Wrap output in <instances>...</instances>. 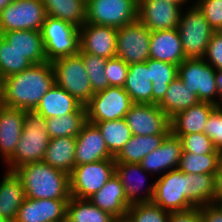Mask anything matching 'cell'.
Listing matches in <instances>:
<instances>
[{"instance_id":"7c38bea8","label":"cell","mask_w":222,"mask_h":222,"mask_svg":"<svg viewBox=\"0 0 222 222\" xmlns=\"http://www.w3.org/2000/svg\"><path fill=\"white\" fill-rule=\"evenodd\" d=\"M133 104L123 87L109 86L104 91L95 93L85 105L87 121L95 124L123 119Z\"/></svg>"},{"instance_id":"d6a6232c","label":"cell","mask_w":222,"mask_h":222,"mask_svg":"<svg viewBox=\"0 0 222 222\" xmlns=\"http://www.w3.org/2000/svg\"><path fill=\"white\" fill-rule=\"evenodd\" d=\"M47 16L81 27L86 21L87 0H41Z\"/></svg>"},{"instance_id":"3957f363","label":"cell","mask_w":222,"mask_h":222,"mask_svg":"<svg viewBox=\"0 0 222 222\" xmlns=\"http://www.w3.org/2000/svg\"><path fill=\"white\" fill-rule=\"evenodd\" d=\"M46 119L34 110H25L23 131L14 154L4 163L7 170L43 161L49 143Z\"/></svg>"},{"instance_id":"f35d334b","label":"cell","mask_w":222,"mask_h":222,"mask_svg":"<svg viewBox=\"0 0 222 222\" xmlns=\"http://www.w3.org/2000/svg\"><path fill=\"white\" fill-rule=\"evenodd\" d=\"M32 65L28 59L11 47L0 35V78L2 80L20 73Z\"/></svg>"},{"instance_id":"30bf717a","label":"cell","mask_w":222,"mask_h":222,"mask_svg":"<svg viewBox=\"0 0 222 222\" xmlns=\"http://www.w3.org/2000/svg\"><path fill=\"white\" fill-rule=\"evenodd\" d=\"M138 0H87L86 21L119 29L137 20Z\"/></svg>"},{"instance_id":"4fadbf2b","label":"cell","mask_w":222,"mask_h":222,"mask_svg":"<svg viewBox=\"0 0 222 222\" xmlns=\"http://www.w3.org/2000/svg\"><path fill=\"white\" fill-rule=\"evenodd\" d=\"M151 31L138 19L117 29L116 56L126 64L142 63L150 59Z\"/></svg>"},{"instance_id":"681fc988","label":"cell","mask_w":222,"mask_h":222,"mask_svg":"<svg viewBox=\"0 0 222 222\" xmlns=\"http://www.w3.org/2000/svg\"><path fill=\"white\" fill-rule=\"evenodd\" d=\"M222 200V161L218 167V170L215 174V195H214V204Z\"/></svg>"},{"instance_id":"e0dca14e","label":"cell","mask_w":222,"mask_h":222,"mask_svg":"<svg viewBox=\"0 0 222 222\" xmlns=\"http://www.w3.org/2000/svg\"><path fill=\"white\" fill-rule=\"evenodd\" d=\"M145 173L150 174L139 163H116L115 165V174L124 187L130 205L151 202L153 199L155 181L145 187L147 180Z\"/></svg>"},{"instance_id":"7a4b0ae2","label":"cell","mask_w":222,"mask_h":222,"mask_svg":"<svg viewBox=\"0 0 222 222\" xmlns=\"http://www.w3.org/2000/svg\"><path fill=\"white\" fill-rule=\"evenodd\" d=\"M14 171L21 179L26 198H71L69 174L44 161L24 164Z\"/></svg>"},{"instance_id":"4316f807","label":"cell","mask_w":222,"mask_h":222,"mask_svg":"<svg viewBox=\"0 0 222 222\" xmlns=\"http://www.w3.org/2000/svg\"><path fill=\"white\" fill-rule=\"evenodd\" d=\"M81 105L66 90L55 84L42 97L34 111L41 114L45 119L63 117L66 114L75 112Z\"/></svg>"},{"instance_id":"8992f818","label":"cell","mask_w":222,"mask_h":222,"mask_svg":"<svg viewBox=\"0 0 222 222\" xmlns=\"http://www.w3.org/2000/svg\"><path fill=\"white\" fill-rule=\"evenodd\" d=\"M152 202L168 212L195 207L190 202L189 174L178 168L156 178Z\"/></svg>"},{"instance_id":"4dcf8cb0","label":"cell","mask_w":222,"mask_h":222,"mask_svg":"<svg viewBox=\"0 0 222 222\" xmlns=\"http://www.w3.org/2000/svg\"><path fill=\"white\" fill-rule=\"evenodd\" d=\"M76 137H57L49 140L44 162L68 174L75 167Z\"/></svg>"},{"instance_id":"9a60e30c","label":"cell","mask_w":222,"mask_h":222,"mask_svg":"<svg viewBox=\"0 0 222 222\" xmlns=\"http://www.w3.org/2000/svg\"><path fill=\"white\" fill-rule=\"evenodd\" d=\"M182 7L163 0H138L137 19L149 31L178 28Z\"/></svg>"},{"instance_id":"f907efd6","label":"cell","mask_w":222,"mask_h":222,"mask_svg":"<svg viewBox=\"0 0 222 222\" xmlns=\"http://www.w3.org/2000/svg\"><path fill=\"white\" fill-rule=\"evenodd\" d=\"M215 81L219 93V106H222V70H216Z\"/></svg>"},{"instance_id":"83f0119b","label":"cell","mask_w":222,"mask_h":222,"mask_svg":"<svg viewBox=\"0 0 222 222\" xmlns=\"http://www.w3.org/2000/svg\"><path fill=\"white\" fill-rule=\"evenodd\" d=\"M152 85L146 62L129 65L123 88L134 104H152Z\"/></svg>"},{"instance_id":"680465c9","label":"cell","mask_w":222,"mask_h":222,"mask_svg":"<svg viewBox=\"0 0 222 222\" xmlns=\"http://www.w3.org/2000/svg\"><path fill=\"white\" fill-rule=\"evenodd\" d=\"M54 222H67V220H60V221H54Z\"/></svg>"},{"instance_id":"bcb514c9","label":"cell","mask_w":222,"mask_h":222,"mask_svg":"<svg viewBox=\"0 0 222 222\" xmlns=\"http://www.w3.org/2000/svg\"><path fill=\"white\" fill-rule=\"evenodd\" d=\"M215 70H222V38L214 34L203 58Z\"/></svg>"},{"instance_id":"9f6ffc18","label":"cell","mask_w":222,"mask_h":222,"mask_svg":"<svg viewBox=\"0 0 222 222\" xmlns=\"http://www.w3.org/2000/svg\"><path fill=\"white\" fill-rule=\"evenodd\" d=\"M222 211V200H219L215 203Z\"/></svg>"},{"instance_id":"836d02e7","label":"cell","mask_w":222,"mask_h":222,"mask_svg":"<svg viewBox=\"0 0 222 222\" xmlns=\"http://www.w3.org/2000/svg\"><path fill=\"white\" fill-rule=\"evenodd\" d=\"M146 64L152 82V104H159L169 84L178 77V66L172 63L148 59Z\"/></svg>"},{"instance_id":"60d3db41","label":"cell","mask_w":222,"mask_h":222,"mask_svg":"<svg viewBox=\"0 0 222 222\" xmlns=\"http://www.w3.org/2000/svg\"><path fill=\"white\" fill-rule=\"evenodd\" d=\"M79 54L82 56L86 73L88 74L94 94L104 91L109 87L108 79L105 75L107 59L90 53Z\"/></svg>"},{"instance_id":"8fae6325","label":"cell","mask_w":222,"mask_h":222,"mask_svg":"<svg viewBox=\"0 0 222 222\" xmlns=\"http://www.w3.org/2000/svg\"><path fill=\"white\" fill-rule=\"evenodd\" d=\"M46 17L41 0H14L0 12V35L13 30L41 31Z\"/></svg>"},{"instance_id":"cb8c5ba5","label":"cell","mask_w":222,"mask_h":222,"mask_svg":"<svg viewBox=\"0 0 222 222\" xmlns=\"http://www.w3.org/2000/svg\"><path fill=\"white\" fill-rule=\"evenodd\" d=\"M1 36L33 65L47 62L41 31L13 30L4 32Z\"/></svg>"},{"instance_id":"f1b7e54d","label":"cell","mask_w":222,"mask_h":222,"mask_svg":"<svg viewBox=\"0 0 222 222\" xmlns=\"http://www.w3.org/2000/svg\"><path fill=\"white\" fill-rule=\"evenodd\" d=\"M167 135H132L114 160L116 163H140L146 155L162 144Z\"/></svg>"},{"instance_id":"ac0fdd59","label":"cell","mask_w":222,"mask_h":222,"mask_svg":"<svg viewBox=\"0 0 222 222\" xmlns=\"http://www.w3.org/2000/svg\"><path fill=\"white\" fill-rule=\"evenodd\" d=\"M182 150L181 139L170 132L162 144L146 155L139 164L147 173L157 174L159 177L178 168Z\"/></svg>"},{"instance_id":"d6986e66","label":"cell","mask_w":222,"mask_h":222,"mask_svg":"<svg viewBox=\"0 0 222 222\" xmlns=\"http://www.w3.org/2000/svg\"><path fill=\"white\" fill-rule=\"evenodd\" d=\"M114 159L109 152L99 128L87 122L76 136L75 166Z\"/></svg>"},{"instance_id":"e575fe53","label":"cell","mask_w":222,"mask_h":222,"mask_svg":"<svg viewBox=\"0 0 222 222\" xmlns=\"http://www.w3.org/2000/svg\"><path fill=\"white\" fill-rule=\"evenodd\" d=\"M67 222H116L117 219L95 206L89 199L70 198L66 206Z\"/></svg>"},{"instance_id":"6da1fadb","label":"cell","mask_w":222,"mask_h":222,"mask_svg":"<svg viewBox=\"0 0 222 222\" xmlns=\"http://www.w3.org/2000/svg\"><path fill=\"white\" fill-rule=\"evenodd\" d=\"M54 85L55 74L51 62L32 65L2 80L1 104L26 111L34 110Z\"/></svg>"},{"instance_id":"ee69618b","label":"cell","mask_w":222,"mask_h":222,"mask_svg":"<svg viewBox=\"0 0 222 222\" xmlns=\"http://www.w3.org/2000/svg\"><path fill=\"white\" fill-rule=\"evenodd\" d=\"M192 2L214 30L222 25V0H193Z\"/></svg>"},{"instance_id":"ba28073f","label":"cell","mask_w":222,"mask_h":222,"mask_svg":"<svg viewBox=\"0 0 222 222\" xmlns=\"http://www.w3.org/2000/svg\"><path fill=\"white\" fill-rule=\"evenodd\" d=\"M216 70L203 58H186L178 65V78L202 102L219 106V93L215 81Z\"/></svg>"},{"instance_id":"ffe728a7","label":"cell","mask_w":222,"mask_h":222,"mask_svg":"<svg viewBox=\"0 0 222 222\" xmlns=\"http://www.w3.org/2000/svg\"><path fill=\"white\" fill-rule=\"evenodd\" d=\"M70 199L25 198L14 222H54L66 219V206Z\"/></svg>"},{"instance_id":"6f0895ef","label":"cell","mask_w":222,"mask_h":222,"mask_svg":"<svg viewBox=\"0 0 222 222\" xmlns=\"http://www.w3.org/2000/svg\"><path fill=\"white\" fill-rule=\"evenodd\" d=\"M0 222H14L12 220H6L3 217L0 216Z\"/></svg>"},{"instance_id":"11a10c76","label":"cell","mask_w":222,"mask_h":222,"mask_svg":"<svg viewBox=\"0 0 222 222\" xmlns=\"http://www.w3.org/2000/svg\"><path fill=\"white\" fill-rule=\"evenodd\" d=\"M2 98V79L0 78V103Z\"/></svg>"},{"instance_id":"d590c367","label":"cell","mask_w":222,"mask_h":222,"mask_svg":"<svg viewBox=\"0 0 222 222\" xmlns=\"http://www.w3.org/2000/svg\"><path fill=\"white\" fill-rule=\"evenodd\" d=\"M222 161V153L214 150L209 154H195L182 151L178 169L183 173L215 175Z\"/></svg>"},{"instance_id":"f546056e","label":"cell","mask_w":222,"mask_h":222,"mask_svg":"<svg viewBox=\"0 0 222 222\" xmlns=\"http://www.w3.org/2000/svg\"><path fill=\"white\" fill-rule=\"evenodd\" d=\"M199 102L200 100L197 95L192 93V90L188 87H185V84L177 77L169 84L164 98L158 106L171 120L178 113L189 109L191 106H194Z\"/></svg>"},{"instance_id":"9c48e42d","label":"cell","mask_w":222,"mask_h":222,"mask_svg":"<svg viewBox=\"0 0 222 222\" xmlns=\"http://www.w3.org/2000/svg\"><path fill=\"white\" fill-rule=\"evenodd\" d=\"M114 159L75 166L69 174L70 194L78 199H89L115 174Z\"/></svg>"},{"instance_id":"2e32d148","label":"cell","mask_w":222,"mask_h":222,"mask_svg":"<svg viewBox=\"0 0 222 222\" xmlns=\"http://www.w3.org/2000/svg\"><path fill=\"white\" fill-rule=\"evenodd\" d=\"M116 33L115 28L85 22L79 28V53H90L105 59L115 57Z\"/></svg>"},{"instance_id":"44dd1931","label":"cell","mask_w":222,"mask_h":222,"mask_svg":"<svg viewBox=\"0 0 222 222\" xmlns=\"http://www.w3.org/2000/svg\"><path fill=\"white\" fill-rule=\"evenodd\" d=\"M25 110L0 103V157L5 163L13 154L23 131Z\"/></svg>"},{"instance_id":"f6af8a7d","label":"cell","mask_w":222,"mask_h":222,"mask_svg":"<svg viewBox=\"0 0 222 222\" xmlns=\"http://www.w3.org/2000/svg\"><path fill=\"white\" fill-rule=\"evenodd\" d=\"M204 133L211 139L216 150L222 153V106H217L209 115Z\"/></svg>"},{"instance_id":"f5cc1de1","label":"cell","mask_w":222,"mask_h":222,"mask_svg":"<svg viewBox=\"0 0 222 222\" xmlns=\"http://www.w3.org/2000/svg\"><path fill=\"white\" fill-rule=\"evenodd\" d=\"M14 0H0V12L10 3H12Z\"/></svg>"},{"instance_id":"484cf974","label":"cell","mask_w":222,"mask_h":222,"mask_svg":"<svg viewBox=\"0 0 222 222\" xmlns=\"http://www.w3.org/2000/svg\"><path fill=\"white\" fill-rule=\"evenodd\" d=\"M217 105L211 102H202L191 106L176 116L171 121V132L173 134L204 133V126L208 117Z\"/></svg>"},{"instance_id":"8d00e7d4","label":"cell","mask_w":222,"mask_h":222,"mask_svg":"<svg viewBox=\"0 0 222 222\" xmlns=\"http://www.w3.org/2000/svg\"><path fill=\"white\" fill-rule=\"evenodd\" d=\"M99 128L109 152L115 157L123 148L125 143L132 137L126 120L116 119L95 123Z\"/></svg>"},{"instance_id":"c3c4849f","label":"cell","mask_w":222,"mask_h":222,"mask_svg":"<svg viewBox=\"0 0 222 222\" xmlns=\"http://www.w3.org/2000/svg\"><path fill=\"white\" fill-rule=\"evenodd\" d=\"M202 222H222V211L216 204L200 206Z\"/></svg>"},{"instance_id":"7bdbcfd3","label":"cell","mask_w":222,"mask_h":222,"mask_svg":"<svg viewBox=\"0 0 222 222\" xmlns=\"http://www.w3.org/2000/svg\"><path fill=\"white\" fill-rule=\"evenodd\" d=\"M129 65L121 58L115 56L107 59L105 66V75L107 76L109 86L123 87L127 78Z\"/></svg>"},{"instance_id":"91938a15","label":"cell","mask_w":222,"mask_h":222,"mask_svg":"<svg viewBox=\"0 0 222 222\" xmlns=\"http://www.w3.org/2000/svg\"><path fill=\"white\" fill-rule=\"evenodd\" d=\"M116 222H126L125 220H117Z\"/></svg>"},{"instance_id":"ab89813d","label":"cell","mask_w":222,"mask_h":222,"mask_svg":"<svg viewBox=\"0 0 222 222\" xmlns=\"http://www.w3.org/2000/svg\"><path fill=\"white\" fill-rule=\"evenodd\" d=\"M170 212L151 202L132 204L127 211L126 222H168Z\"/></svg>"},{"instance_id":"1f68e13d","label":"cell","mask_w":222,"mask_h":222,"mask_svg":"<svg viewBox=\"0 0 222 222\" xmlns=\"http://www.w3.org/2000/svg\"><path fill=\"white\" fill-rule=\"evenodd\" d=\"M86 106L81 105L75 112L63 117L46 119L47 132L50 139L57 137H76L87 123Z\"/></svg>"},{"instance_id":"7402d4cb","label":"cell","mask_w":222,"mask_h":222,"mask_svg":"<svg viewBox=\"0 0 222 222\" xmlns=\"http://www.w3.org/2000/svg\"><path fill=\"white\" fill-rule=\"evenodd\" d=\"M89 200L117 220H125L128 208L131 206L126 198L124 187L116 174H113Z\"/></svg>"},{"instance_id":"52a82bcc","label":"cell","mask_w":222,"mask_h":222,"mask_svg":"<svg viewBox=\"0 0 222 222\" xmlns=\"http://www.w3.org/2000/svg\"><path fill=\"white\" fill-rule=\"evenodd\" d=\"M48 62L79 53V27L47 16L41 29Z\"/></svg>"},{"instance_id":"5b68a950","label":"cell","mask_w":222,"mask_h":222,"mask_svg":"<svg viewBox=\"0 0 222 222\" xmlns=\"http://www.w3.org/2000/svg\"><path fill=\"white\" fill-rule=\"evenodd\" d=\"M51 63L55 74V84L66 90L80 104L86 105L94 92L82 56L77 53L58 58Z\"/></svg>"},{"instance_id":"5bb4252c","label":"cell","mask_w":222,"mask_h":222,"mask_svg":"<svg viewBox=\"0 0 222 222\" xmlns=\"http://www.w3.org/2000/svg\"><path fill=\"white\" fill-rule=\"evenodd\" d=\"M132 135L169 134L171 121L158 104H133L125 115Z\"/></svg>"},{"instance_id":"603a6c76","label":"cell","mask_w":222,"mask_h":222,"mask_svg":"<svg viewBox=\"0 0 222 222\" xmlns=\"http://www.w3.org/2000/svg\"><path fill=\"white\" fill-rule=\"evenodd\" d=\"M150 58L177 66L186 59L178 28L151 31Z\"/></svg>"},{"instance_id":"db71d44e","label":"cell","mask_w":222,"mask_h":222,"mask_svg":"<svg viewBox=\"0 0 222 222\" xmlns=\"http://www.w3.org/2000/svg\"><path fill=\"white\" fill-rule=\"evenodd\" d=\"M215 34L222 38V25L217 30H215Z\"/></svg>"},{"instance_id":"7dc6e473","label":"cell","mask_w":222,"mask_h":222,"mask_svg":"<svg viewBox=\"0 0 222 222\" xmlns=\"http://www.w3.org/2000/svg\"><path fill=\"white\" fill-rule=\"evenodd\" d=\"M168 222H202L199 207L185 211L170 212Z\"/></svg>"},{"instance_id":"277c9868","label":"cell","mask_w":222,"mask_h":222,"mask_svg":"<svg viewBox=\"0 0 222 222\" xmlns=\"http://www.w3.org/2000/svg\"><path fill=\"white\" fill-rule=\"evenodd\" d=\"M187 7L182 8L178 24L182 49L186 58H204L215 30L192 1Z\"/></svg>"},{"instance_id":"b9f144b4","label":"cell","mask_w":222,"mask_h":222,"mask_svg":"<svg viewBox=\"0 0 222 222\" xmlns=\"http://www.w3.org/2000/svg\"><path fill=\"white\" fill-rule=\"evenodd\" d=\"M181 139L182 151L195 154H209L216 148L211 139L205 133L174 134Z\"/></svg>"},{"instance_id":"d4e9b609","label":"cell","mask_w":222,"mask_h":222,"mask_svg":"<svg viewBox=\"0 0 222 222\" xmlns=\"http://www.w3.org/2000/svg\"><path fill=\"white\" fill-rule=\"evenodd\" d=\"M25 198L20 177L15 171H5L0 181V216L14 221Z\"/></svg>"},{"instance_id":"74e56055","label":"cell","mask_w":222,"mask_h":222,"mask_svg":"<svg viewBox=\"0 0 222 222\" xmlns=\"http://www.w3.org/2000/svg\"><path fill=\"white\" fill-rule=\"evenodd\" d=\"M189 190L195 207L214 204L215 175L189 173Z\"/></svg>"},{"instance_id":"816d5d0a","label":"cell","mask_w":222,"mask_h":222,"mask_svg":"<svg viewBox=\"0 0 222 222\" xmlns=\"http://www.w3.org/2000/svg\"><path fill=\"white\" fill-rule=\"evenodd\" d=\"M163 1L179 4L183 8V7L188 6L187 4L192 0H163Z\"/></svg>"}]
</instances>
